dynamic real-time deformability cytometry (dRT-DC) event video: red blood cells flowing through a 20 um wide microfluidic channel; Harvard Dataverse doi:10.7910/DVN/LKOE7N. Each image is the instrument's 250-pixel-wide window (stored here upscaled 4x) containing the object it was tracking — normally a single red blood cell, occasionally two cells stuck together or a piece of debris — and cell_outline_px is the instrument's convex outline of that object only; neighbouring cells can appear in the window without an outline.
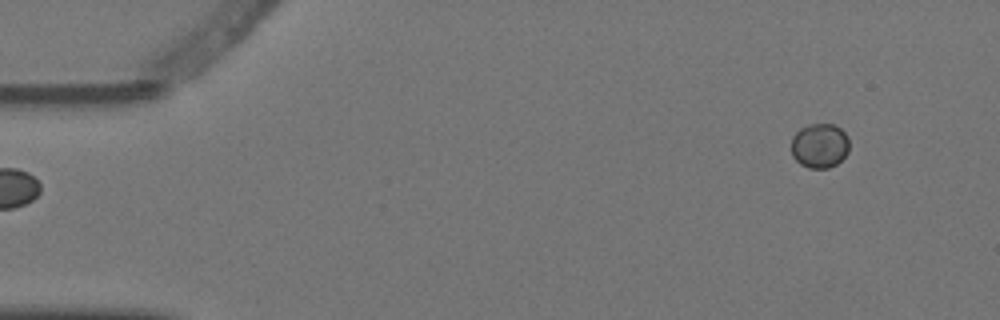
{"species": "Egyptian fruit bat (a non-hibernating species)", "species_latin": "Rousettus aegyptiacus", "temperature_condition": "warm", "stored_images_in_passage": 4, "segment_of_instrument_passage": [2, 2], "camera_frame_rate_fps": 3000, "um_per_image_px": 0.085, "animal": {"sex": "female"}, "frame": {"image": 1, "passage_image": 4, "time_ms": 1.0, "image_size_px": [1000, 320], "cell_outline_px": [[848, 152], [836, 164], [828, 168], [808, 168], [800, 164], [792, 156], [792, 136], [800, 128], [808, 124], [832, 124], [840, 128], [848, 136]], "centroid_in_image_um": [69.65, 12.38], "position_along_channel_um": 15.3, "area_um2": 15.09}}